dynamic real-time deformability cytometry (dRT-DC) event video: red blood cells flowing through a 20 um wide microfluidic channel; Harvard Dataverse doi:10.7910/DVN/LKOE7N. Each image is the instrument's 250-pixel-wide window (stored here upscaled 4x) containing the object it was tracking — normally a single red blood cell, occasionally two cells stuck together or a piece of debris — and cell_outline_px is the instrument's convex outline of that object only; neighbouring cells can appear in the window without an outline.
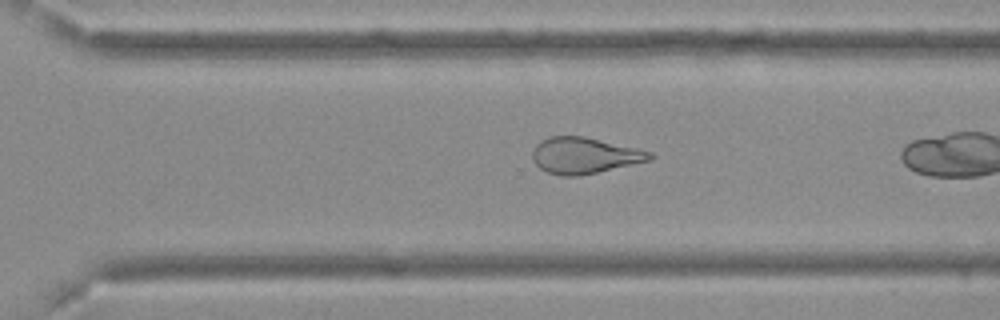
{"species": "Egyptian fruit bat (a non-hibernating species)", "species_latin": "Rousettus aegyptiacus", "temperature_condition": "cold", "stored_images_in_passage": 29, "camera_frame_rate_fps": 3000, "um_per_image_px": 0.085, "frame": {"image": 1, "passage_image": 25, "time_ms": 8.0, "image_size_px": [1000, 320], "cell_outline_px": [[656, 156], [648, 160], [580, 176], [560, 176], [548, 172], [540, 168], [532, 160], [532, 152], [536, 144], [540, 140], [548, 136], [584, 136], [636, 148], [652, 152]], "centroid_in_image_um": [49.63, 13.21], "position_along_channel_um": 321.0, "area_um2": 24.62}}